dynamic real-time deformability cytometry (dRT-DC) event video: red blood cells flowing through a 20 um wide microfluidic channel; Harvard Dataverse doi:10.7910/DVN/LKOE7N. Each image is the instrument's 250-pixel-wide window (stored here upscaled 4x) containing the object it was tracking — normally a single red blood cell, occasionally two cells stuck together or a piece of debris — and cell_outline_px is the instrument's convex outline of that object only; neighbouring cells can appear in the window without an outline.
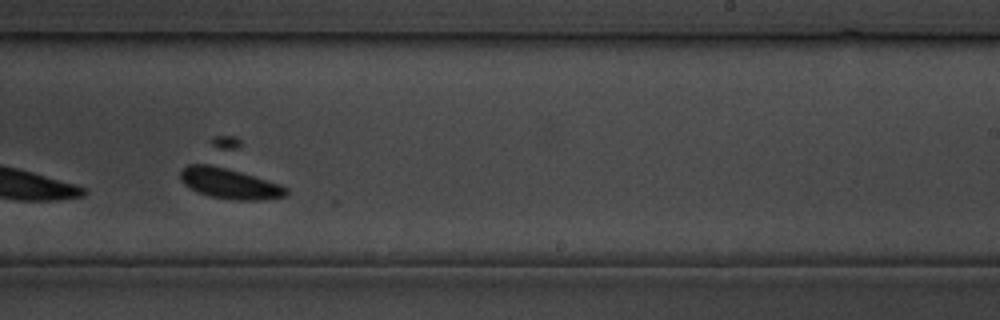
{"species": "common noctule bat (a hibernating species)", "species_latin": "Nyctalus noctula", "temperature_condition": "cold", "stored_images_in_passage": 31, "camera_frame_rate_fps": 3000, "um_per_image_px": 0.085, "animal": {"sex": "male", "body_mass_g": 19.5, "forearm_length_mm": 54.6}, "frame": {"image": 1, "passage_image": 18, "time_ms": 21.0, "image_size_px": [1000, 320], "cell_outline_px": [[288, 192], [284, 196], [264, 200], [232, 200], [208, 196], [196, 192], [184, 184], [180, 180], [180, 172], [188, 164], [220, 164], [280, 184], [288, 188]], "centroid_in_image_um": [19.5, 15.57], "position_along_channel_um": 269.5, "area_um2": 19.36}}